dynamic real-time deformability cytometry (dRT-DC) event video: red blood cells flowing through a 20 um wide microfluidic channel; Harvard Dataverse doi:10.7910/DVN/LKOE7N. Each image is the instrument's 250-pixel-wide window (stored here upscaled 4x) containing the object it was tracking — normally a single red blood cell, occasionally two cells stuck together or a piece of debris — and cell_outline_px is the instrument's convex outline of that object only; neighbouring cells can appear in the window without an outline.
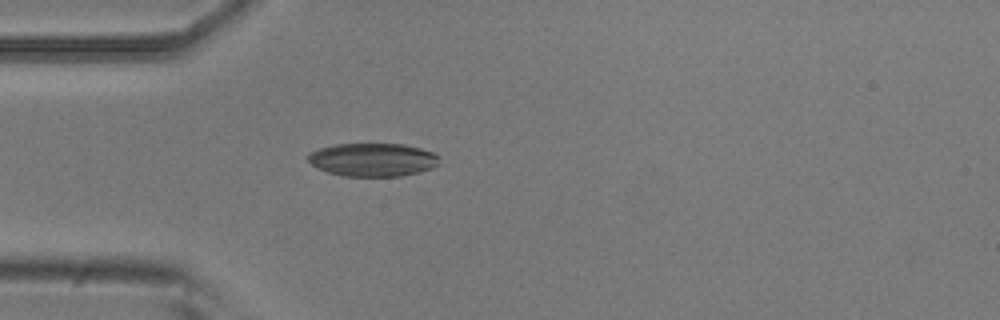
{"species": "common noctule bat (a hibernating species)", "species_latin": "Nyctalus noctula", "temperature_condition": "room temperature", "stored_images_in_passage": 5, "camera_frame_rate_fps": 3000, "um_per_image_px": 0.085, "animal": {"sex": "male", "body_mass_g": 20.5, "forearm_length_mm": 52.5}, "frame": {"image": 1, "passage_image": 5, "time_ms": 1.333, "image_size_px": [1000, 320], "cell_outline_px": [[440, 164], [432, 168], [420, 172], [400, 176], [344, 176], [328, 172], [312, 164], [304, 156], [308, 152], [320, 148], [336, 144], [404, 144], [420, 148], [432, 152], [440, 156]], "centroid_in_image_um": [31.7, 13.57], "position_along_channel_um": 53.3, "area_um2": 25.61}}